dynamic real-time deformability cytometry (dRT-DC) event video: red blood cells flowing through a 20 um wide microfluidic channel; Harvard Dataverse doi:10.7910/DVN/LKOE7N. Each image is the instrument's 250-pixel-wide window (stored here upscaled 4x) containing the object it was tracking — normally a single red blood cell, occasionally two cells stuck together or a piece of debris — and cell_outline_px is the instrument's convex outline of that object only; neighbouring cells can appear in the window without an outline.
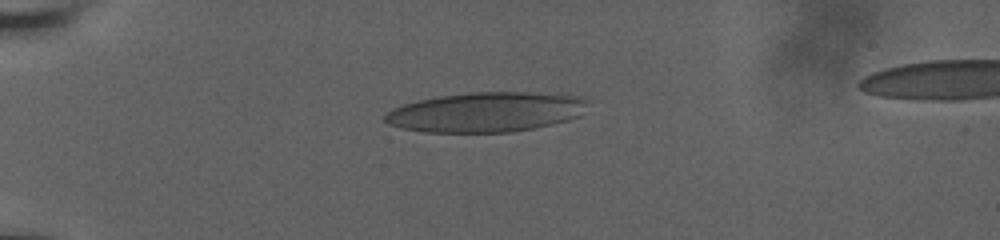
{"species": "human", "species_latin": "Homo sapiens", "temperature_condition": "room temperature", "stored_images_in_passage": 10, "camera_frame_rate_fps": 3000, "um_per_image_px": 0.085, "donor": {"sex": "male"}, "frame": {"image": 1, "passage_image": 5, "time_ms": 2.667, "image_size_px": [1000, 240], "cell_outline_px": [[588, 100], [580, 116], [568, 120], [552, 124], [512, 132], [424, 132], [400, 128], [388, 124], [384, 120], [384, 116], [392, 108], [404, 104], [420, 100], [440, 96], [472, 92], [564, 92]], "centroid_in_image_um": [41.35, 9.51], "position_along_channel_um": 43.7, "area_um2": 47.34}}
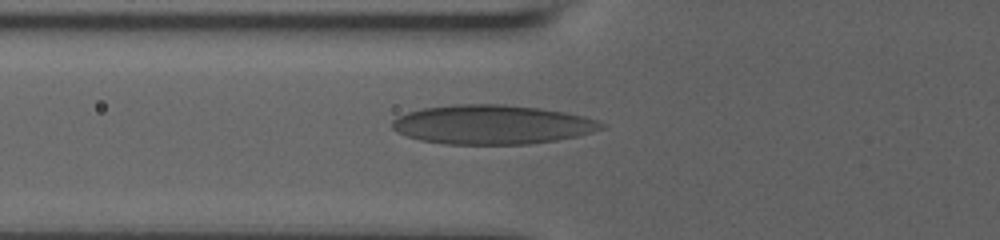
{"frame": {"image": 2, "passage_image": 9, "time_ms": 5.0, "image_size_px": [1000, 240], "cell_outline_px": [[608, 124], [604, 128], [576, 136], [556, 140], [528, 144], [444, 144], [420, 140], [396, 132], [392, 128], [392, 120], [396, 116], [408, 112], [424, 108], [456, 104], [504, 104], [540, 108], [564, 112], [584, 116]], "centroid_in_image_um": [41.81, 10.59], "position_along_channel_um": 84.0, "area_um2": 47.86}}